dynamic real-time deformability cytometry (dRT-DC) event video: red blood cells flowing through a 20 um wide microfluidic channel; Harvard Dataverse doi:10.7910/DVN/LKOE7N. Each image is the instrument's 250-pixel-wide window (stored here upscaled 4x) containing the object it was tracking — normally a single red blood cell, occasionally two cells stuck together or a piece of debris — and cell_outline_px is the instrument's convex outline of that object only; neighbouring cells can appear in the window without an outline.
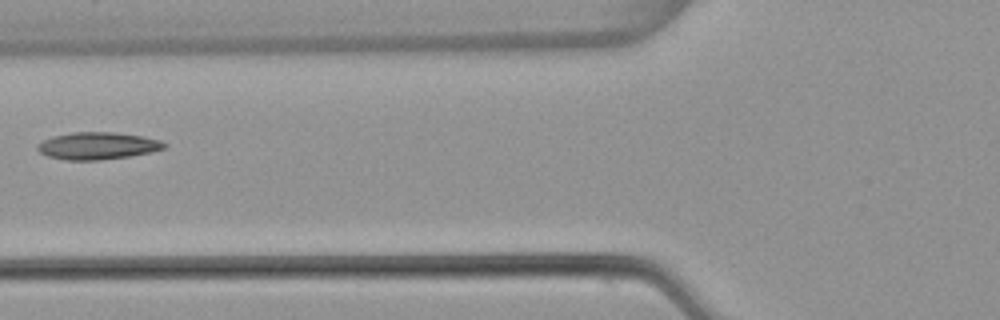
{"species": "common noctule bat (a hibernating species)", "species_latin": "Nyctalus noctula", "temperature_condition": "warm", "stored_images_in_passage": 3, "camera_frame_rate_fps": 3000, "um_per_image_px": 0.085, "animal": {"sex": "female", "body_mass_g": 22.7, "forearm_length_mm": 54.2}, "frame": {"image": 1, "passage_image": 3, "time_ms": 0.667, "image_size_px": [1000, 320], "cell_outline_px": [[168, 148], [152, 152], [128, 156], [100, 160], [64, 160], [48, 156], [40, 152], [36, 148], [36, 144], [52, 136], [72, 132], [112, 132], [140, 136], [160, 140], [168, 144]], "centroid_in_image_um": [8.3, 12.39], "position_along_channel_um": 117.5, "area_um2": 20.17}}